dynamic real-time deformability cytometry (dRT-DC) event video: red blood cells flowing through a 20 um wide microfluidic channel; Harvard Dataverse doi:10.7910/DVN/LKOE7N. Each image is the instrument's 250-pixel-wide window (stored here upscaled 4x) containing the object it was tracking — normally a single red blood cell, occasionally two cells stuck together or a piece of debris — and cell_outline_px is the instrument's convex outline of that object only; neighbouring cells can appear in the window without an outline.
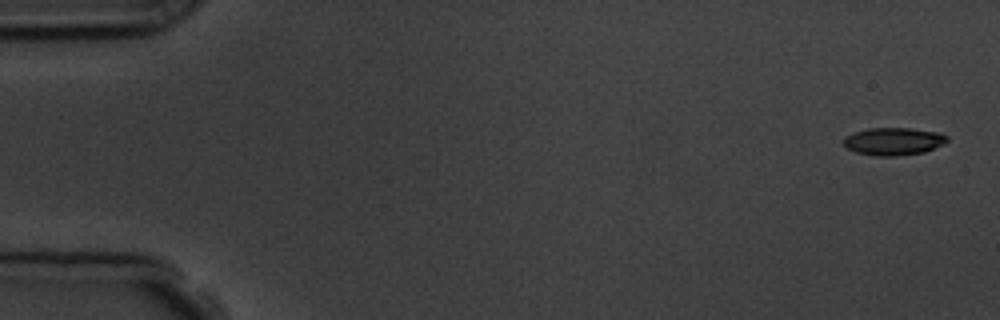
{"species": "common noctule bat (a hibernating species)", "species_latin": "Nyctalus noctula", "temperature_condition": "room temperature", "stored_images_in_passage": 4, "camera_frame_rate_fps": 3000, "um_per_image_px": 0.085, "animal": {"sex": "male", "body_mass_g": 19.5, "forearm_length_mm": 54.6}, "frame": {"image": 1, "passage_image": 1, "time_ms": 0.0, "image_size_px": [1000, 320], "cell_outline_px": [[948, 140], [944, 144], [924, 152], [896, 156], [876, 156], [856, 152], [848, 148], [844, 144], [844, 136], [852, 132], [868, 128], [912, 128], [940, 132], [948, 136]], "centroid_in_image_um": [75.96, 12.0], "position_along_channel_um": 9.0, "area_um2": 16.82}}